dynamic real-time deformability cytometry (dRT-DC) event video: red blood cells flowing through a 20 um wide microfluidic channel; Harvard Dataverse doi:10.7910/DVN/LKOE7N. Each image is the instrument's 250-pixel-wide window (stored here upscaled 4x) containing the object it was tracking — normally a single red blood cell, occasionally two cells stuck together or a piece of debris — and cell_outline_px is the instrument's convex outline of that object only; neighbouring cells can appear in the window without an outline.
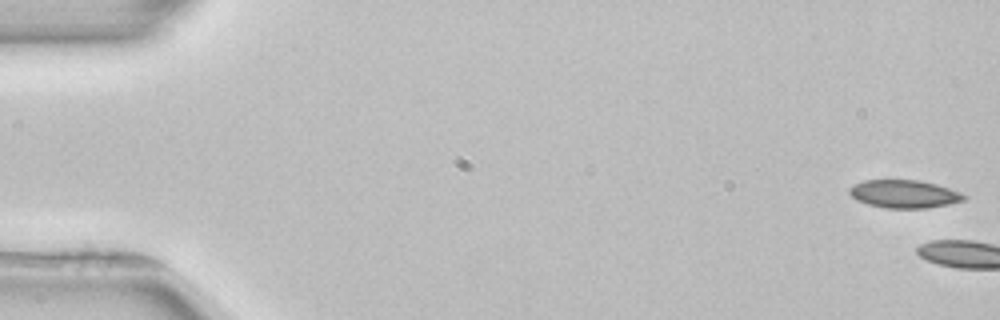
{"species": "common noctule bat (a hibernating species)", "species_latin": "Nyctalus noctula", "temperature_condition": "room temperature", "stored_images_in_passage": 4, "camera_frame_rate_fps": 3000, "um_per_image_px": 0.085, "animal": {"sex": "female", "body_mass_g": 22.7, "forearm_length_mm": 54.2}, "frame": {"image": 1, "passage_image": 1, "time_ms": 0.0, "image_size_px": [1000, 320], "cell_outline_px": [[968, 196], [964, 200], [948, 204], [928, 208], [888, 208], [868, 204], [856, 200], [848, 192], [848, 188], [864, 180], [920, 180], [936, 184], [960, 192]], "centroid_in_image_um": [76.86, 16.48], "position_along_channel_um": 8.1, "area_um2": 18.61}}